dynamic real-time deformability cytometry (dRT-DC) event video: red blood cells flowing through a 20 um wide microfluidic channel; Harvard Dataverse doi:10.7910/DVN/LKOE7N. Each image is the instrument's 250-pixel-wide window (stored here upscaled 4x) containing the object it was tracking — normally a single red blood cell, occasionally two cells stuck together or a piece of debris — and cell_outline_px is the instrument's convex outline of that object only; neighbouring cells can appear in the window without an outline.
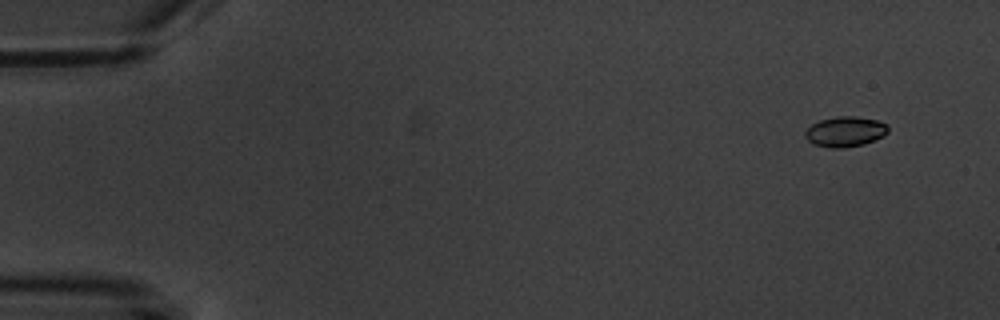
{"species": "common noctule bat (a hibernating species)", "species_latin": "Nyctalus noctula", "temperature_condition": "warm", "stored_images_in_passage": 6, "segment_of_instrument_passage": [2, 2], "camera_frame_rate_fps": 3000, "um_per_image_px": 0.085, "animal": {"sex": "male", "body_mass_g": 20.1, "forearm_length_mm": 53.5}, "frame": {"image": 1, "passage_image": 6, "time_ms": 7.667, "image_size_px": [1000, 320], "cell_outline_px": [[888, 132], [884, 136], [864, 144], [844, 148], [832, 148], [812, 144], [804, 136], [804, 132], [812, 124], [820, 120], [836, 116], [856, 116], [876, 120], [888, 124]], "centroid_in_image_um": [71.84, 11.19], "position_along_channel_um": 13.2, "area_um2": 14.74}}